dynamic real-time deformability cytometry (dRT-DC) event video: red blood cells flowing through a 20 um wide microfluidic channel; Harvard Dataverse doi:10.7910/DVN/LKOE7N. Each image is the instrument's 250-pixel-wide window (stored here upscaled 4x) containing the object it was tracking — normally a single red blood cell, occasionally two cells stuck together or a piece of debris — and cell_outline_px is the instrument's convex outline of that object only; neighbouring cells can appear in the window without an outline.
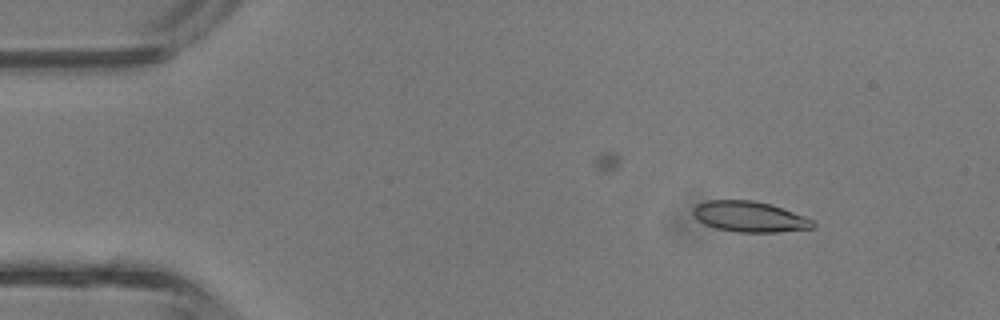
{"species": "common noctule bat (a hibernating species)", "species_latin": "Nyctalus noctula", "temperature_condition": "room temperature", "stored_images_in_passage": 5, "camera_frame_rate_fps": 3000, "um_per_image_px": 0.085, "animal": {"sex": "male", "body_mass_g": 13.3}, "frame": {"image": 1, "passage_image": 5, "time_ms": 1.333, "image_size_px": [1000, 320], "cell_outline_px": [[816, 224], [812, 228], [776, 232], [736, 232], [716, 228], [704, 224], [692, 212], [692, 208], [696, 204], [708, 200], [752, 200], [772, 204], [812, 220]], "centroid_in_image_um": [63.68, 18.41], "position_along_channel_um": 21.3, "area_um2": 21.21}}